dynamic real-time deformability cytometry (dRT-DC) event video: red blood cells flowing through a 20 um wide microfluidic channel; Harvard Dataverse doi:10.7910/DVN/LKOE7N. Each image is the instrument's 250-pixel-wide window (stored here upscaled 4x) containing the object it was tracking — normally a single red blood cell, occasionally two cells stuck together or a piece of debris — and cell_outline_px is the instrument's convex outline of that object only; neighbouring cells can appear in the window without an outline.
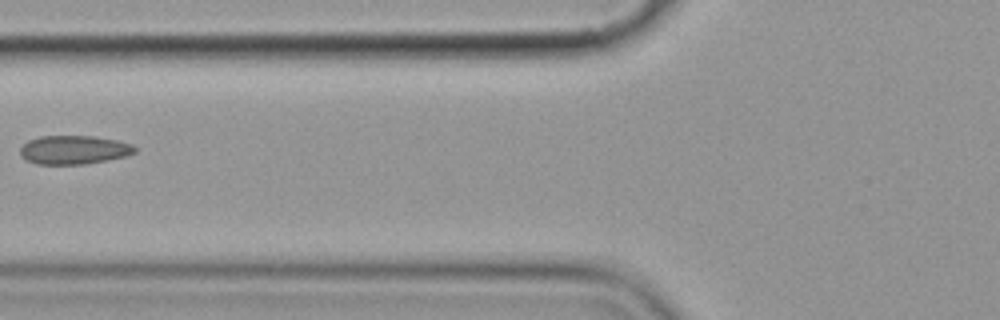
{"species": "common noctule bat (a hibernating species)", "species_latin": "Nyctalus noctula", "temperature_condition": "cold", "stored_images_in_passage": 3, "camera_frame_rate_fps": 3000, "um_per_image_px": 0.085, "animal": {"sex": "female", "body_mass_g": 19.9}, "frame": {"image": 1, "passage_image": 3, "time_ms": 2.333, "image_size_px": [1000, 320], "cell_outline_px": [[136, 152], [124, 156], [84, 164], [36, 164], [28, 160], [20, 152], [20, 148], [28, 140], [40, 136], [96, 136], [116, 140], [132, 144], [136, 148]], "centroid_in_image_um": [6.28, 12.72], "position_along_channel_um": 119.5, "area_um2": 18.96}}